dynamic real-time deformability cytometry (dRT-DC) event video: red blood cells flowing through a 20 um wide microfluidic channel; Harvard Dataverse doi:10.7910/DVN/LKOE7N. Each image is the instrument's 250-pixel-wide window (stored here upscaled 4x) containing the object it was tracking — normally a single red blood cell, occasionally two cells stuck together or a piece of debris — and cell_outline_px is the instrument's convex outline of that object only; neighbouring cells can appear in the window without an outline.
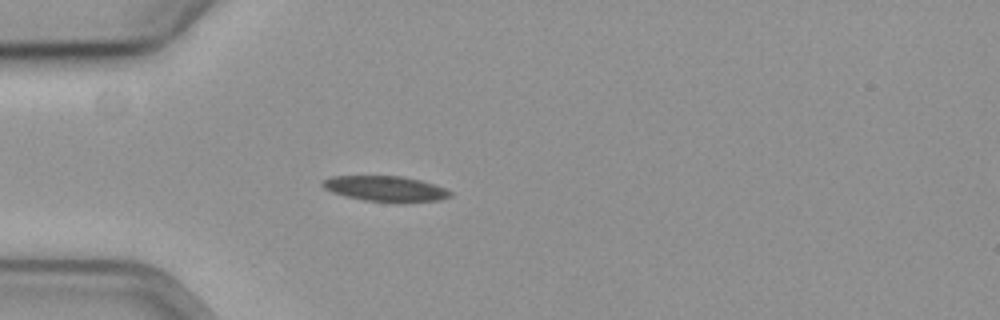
{"species": "common noctule bat (a hibernating species)", "species_latin": "Nyctalus noctula", "temperature_condition": "cold", "stored_images_in_passage": 42, "camera_frame_rate_fps": 3000, "um_per_image_px": 0.085, "animal": {"sex": "female", "body_mass_g": 19.3, "forearm_length_mm": 54.1}, "frame": {"image": 1, "passage_image": 1, "time_ms": 0.0, "image_size_px": [1000, 320], "cell_outline_px": [[452, 196], [440, 200], [400, 204], [396, 204], [364, 200], [344, 196], [332, 192], [324, 188], [320, 184], [324, 180], [332, 176], [404, 176], [436, 184], [452, 192]], "centroid_in_image_um": [32.82, 16.06], "position_along_channel_um": 52.2, "area_um2": 19.48}}
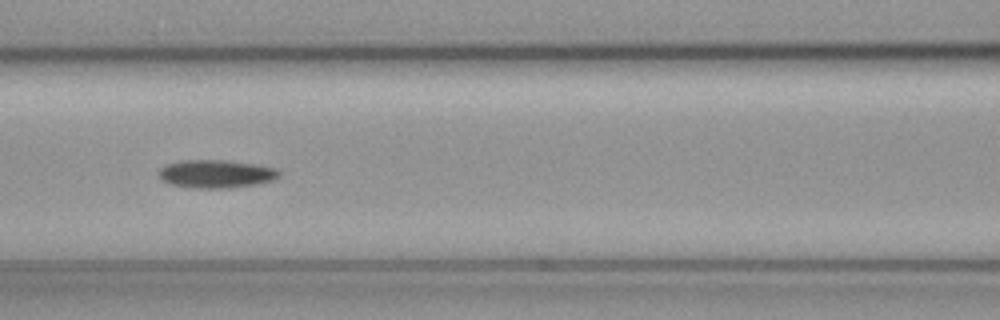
{"frame": {"image": 2, "passage_image": 10, "time_ms": 3.0, "image_size_px": [1000, 320], "cell_outline_px": [[280, 176], [272, 180], [260, 184], [228, 188], [192, 188], [172, 184], [164, 180], [160, 176], [160, 168], [168, 164], [188, 160], [224, 160], [256, 164], [276, 168], [280, 172]], "centroid_in_image_um": [18.44, 14.78], "position_along_channel_um": 148.2, "area_um2": 19.54}}
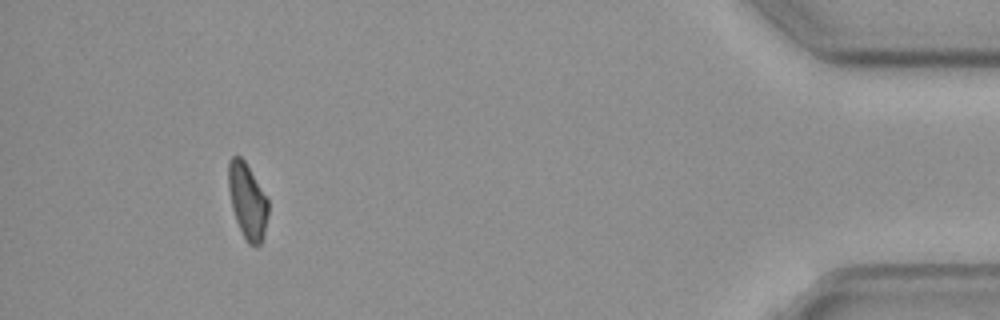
{"frame": {"image": 3, "passage_image": 38, "time_ms": 12.333, "image_size_px": [1000, 320], "cell_outline_px": [[268, 216], [264, 232], [260, 244], [248, 244], [244, 240], [236, 220], [232, 208], [228, 188], [228, 160], [232, 156], [240, 156], [244, 160], [268, 200]], "centroid_in_image_um": [21.01, 17.08], "position_along_channel_um": 414.2, "area_um2": 17.34}, "authors_computed_cell_mechanics": {"area_um2": 18.6694, "velocity_mm_per_s": 3.5778, "shape_relaxation_time_tau1_ms": 6.4681, "shape_relaxation_time_tau2_ms": null, "deformation_change_tau1": 0.1309, "deformation_change_tau2": null}}